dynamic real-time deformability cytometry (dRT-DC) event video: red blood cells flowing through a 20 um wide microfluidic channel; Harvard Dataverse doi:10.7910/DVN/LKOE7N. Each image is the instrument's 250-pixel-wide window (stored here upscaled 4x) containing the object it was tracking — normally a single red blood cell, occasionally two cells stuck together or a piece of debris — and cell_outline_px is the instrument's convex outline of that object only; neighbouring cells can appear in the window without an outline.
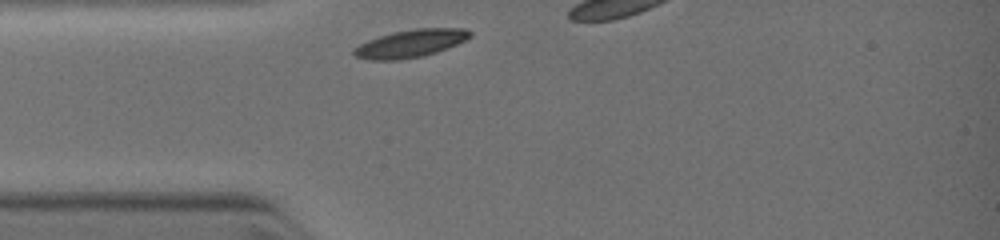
{"species": "common noctule bat (a hibernating species)", "species_latin": "Nyctalus noctula", "temperature_condition": "warm", "stored_images_in_passage": 2, "camera_frame_rate_fps": 3000, "um_per_image_px": 0.085, "animal": {"sex": "female", "body_mass_g": 19.0, "forearm_length_mm": 51.5}, "frame": {"image": 1, "passage_image": 1, "time_ms": 0.0, "image_size_px": [1000, 240], "cell_outline_px": [[472, 32], [464, 40], [456, 44], [436, 52], [424, 56], [400, 60], [368, 60], [352, 56], [352, 48], [368, 40], [392, 32], [416, 28], [464, 28]], "centroid_in_image_um": [34.81, 3.71], "position_along_channel_um": 50.2, "area_um2": 18.79}}